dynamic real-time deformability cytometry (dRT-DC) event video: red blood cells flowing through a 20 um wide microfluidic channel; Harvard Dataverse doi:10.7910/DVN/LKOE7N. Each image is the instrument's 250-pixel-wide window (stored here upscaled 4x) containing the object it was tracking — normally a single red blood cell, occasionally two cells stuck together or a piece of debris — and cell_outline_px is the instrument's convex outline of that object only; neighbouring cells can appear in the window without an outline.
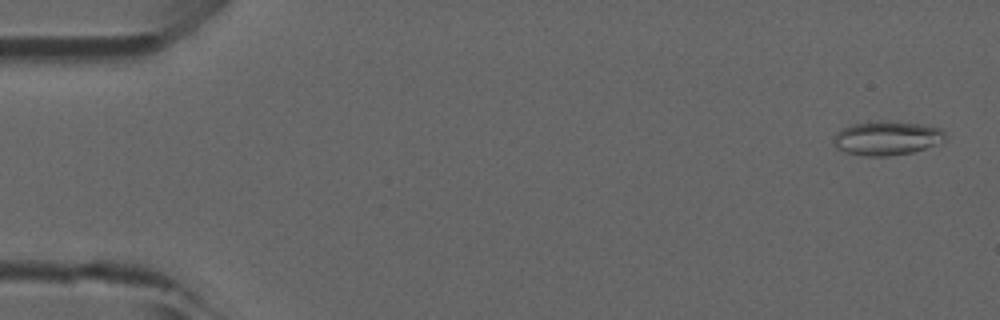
{"species": "common noctule bat (a hibernating species)", "species_latin": "Nyctalus noctula", "temperature_condition": "room temperature", "stored_images_in_passage": 48, "camera_frame_rate_fps": 3000, "um_per_image_px": 0.085, "animal": {"sex": "male", "forearm_length_mm": 52.5}, "frame": {"image": 1, "passage_image": 2, "time_ms": 0.333, "image_size_px": [1000, 320], "cell_outline_px": [[948, 136], [944, 140], [936, 144], [912, 152], [888, 156], [864, 156], [844, 152], [836, 148], [832, 140], [836, 132], [852, 124], [868, 120], [888, 120], [920, 124], [940, 128]], "centroid_in_image_um": [75.34, 11.72], "position_along_channel_um": 9.7, "area_um2": 22.48}}
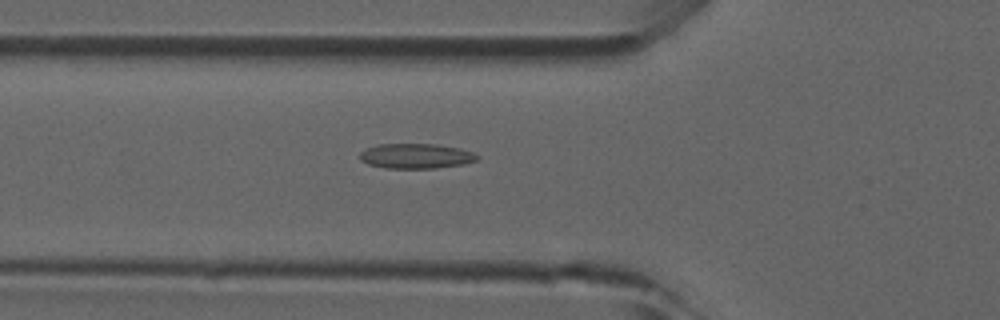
{"frame": {"image": 2, "passage_image": 17, "time_ms": 5.333, "image_size_px": [1000, 320], "cell_outline_px": [[480, 156], [476, 160], [464, 164], [436, 168], [384, 168], [368, 164], [360, 160], [360, 152], [376, 144], [436, 144], [460, 148], [472, 152]], "centroid_in_image_um": [35.36, 13.26], "position_along_channel_um": 90.4, "area_um2": 17.11}}
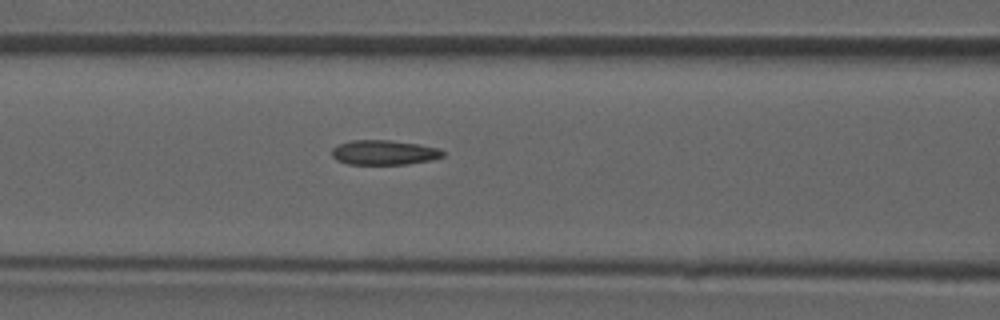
{"frame": {"image": 3, "passage_image": 20, "time_ms": 6.333, "image_size_px": [1000, 320], "cell_outline_px": [[444, 156], [432, 160], [408, 164], [348, 164], [336, 160], [332, 156], [332, 148], [340, 144], [352, 140], [388, 140], [420, 144], [436, 148], [444, 152]], "centroid_in_image_um": [32.64, 12.96], "position_along_channel_um": 134.0, "area_um2": 15.95}}